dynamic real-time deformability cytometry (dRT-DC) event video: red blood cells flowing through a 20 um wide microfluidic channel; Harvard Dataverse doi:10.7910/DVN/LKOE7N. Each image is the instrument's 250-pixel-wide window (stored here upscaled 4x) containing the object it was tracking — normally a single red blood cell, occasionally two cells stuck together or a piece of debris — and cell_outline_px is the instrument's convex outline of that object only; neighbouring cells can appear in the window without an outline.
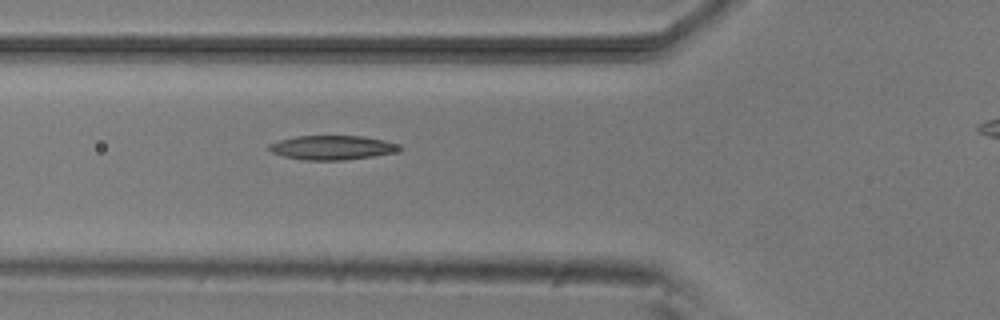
{"species": "common noctule bat (a hibernating species)", "species_latin": "Nyctalus noctula", "temperature_condition": "room temperature", "stored_images_in_passage": 4, "segment_of_instrument_passage": [1, 2], "camera_frame_rate_fps": 3000, "um_per_image_px": 0.085, "animal": {"sex": "male", "body_mass_g": 20.5, "forearm_length_mm": 52.5}, "frame": {"image": 1, "passage_image": 3, "time_ms": 2.333, "image_size_px": [1000, 320], "cell_outline_px": [[404, 148], [392, 152], [372, 156], [344, 160], [304, 160], [284, 156], [272, 152], [268, 148], [268, 144], [280, 140], [296, 136], [364, 136], [384, 140], [400, 144]], "centroid_in_image_um": [28.24, 12.54], "position_along_channel_um": 97.6, "area_um2": 18.32}}